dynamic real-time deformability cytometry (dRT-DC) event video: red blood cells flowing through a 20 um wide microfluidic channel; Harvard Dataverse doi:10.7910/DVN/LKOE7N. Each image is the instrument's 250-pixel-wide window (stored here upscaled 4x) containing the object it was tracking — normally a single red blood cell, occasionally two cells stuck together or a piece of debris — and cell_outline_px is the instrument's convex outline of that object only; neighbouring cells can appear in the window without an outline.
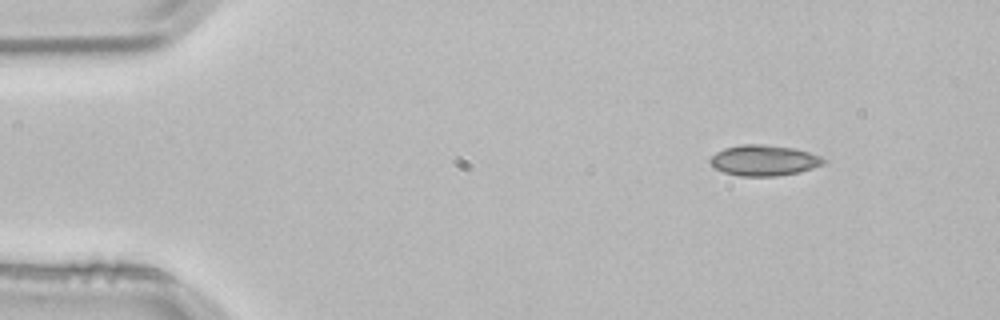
{"species": "common noctule bat (a hibernating species)", "species_latin": "Nyctalus noctula", "temperature_condition": "room temperature", "stored_images_in_passage": 3, "camera_frame_rate_fps": 3000, "um_per_image_px": 0.085, "animal": {"sex": "male", "body_mass_g": 21.5, "forearm_length_mm": 52.0}, "frame": {"image": 1, "passage_image": 1, "time_ms": 0.0, "image_size_px": [1000, 320], "cell_outline_px": [[828, 160], [824, 164], [800, 172], [776, 176], [740, 176], [724, 172], [716, 168], [708, 160], [716, 152], [724, 148], [744, 144], [764, 144], [796, 148], [820, 156]], "centroid_in_image_um": [64.96, 13.63], "position_along_channel_um": 20.0, "area_um2": 20.35}}
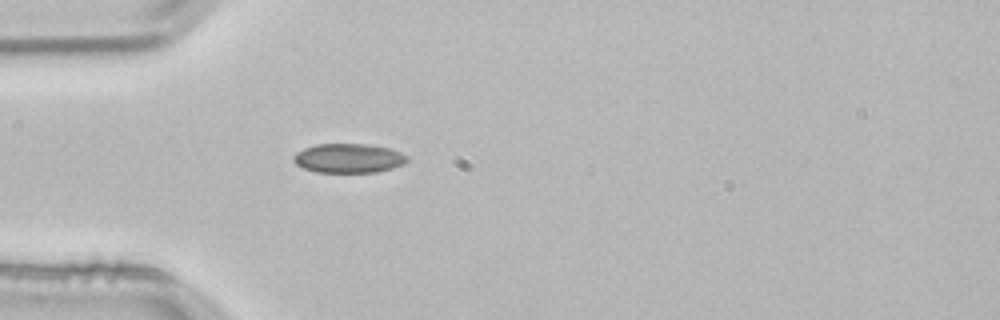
{"frame": {"image": 2, "passage_image": 3, "time_ms": 0.667, "image_size_px": [1000, 320], "cell_outline_px": [[408, 160], [392, 168], [376, 172], [316, 172], [304, 168], [296, 164], [292, 160], [292, 156], [296, 152], [304, 148], [316, 144], [368, 144], [388, 148], [400, 152], [408, 156]], "centroid_in_image_um": [29.58, 13.44], "position_along_channel_um": 55.4, "area_um2": 19.31}}